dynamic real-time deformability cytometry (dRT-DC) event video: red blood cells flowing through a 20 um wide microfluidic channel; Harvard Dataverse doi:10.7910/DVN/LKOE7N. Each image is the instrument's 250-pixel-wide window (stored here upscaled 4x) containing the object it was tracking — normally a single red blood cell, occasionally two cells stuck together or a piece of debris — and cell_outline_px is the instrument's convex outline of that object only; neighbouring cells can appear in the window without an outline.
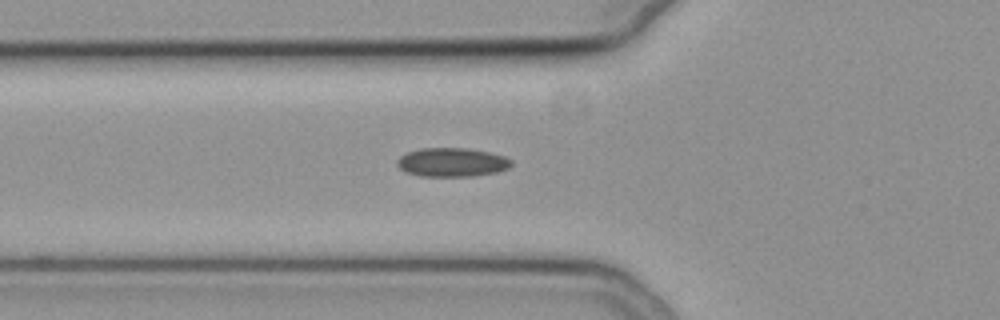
{"species": "common noctule bat (a hibernating species)", "species_latin": "Nyctalus noctula", "temperature_condition": "cold", "stored_images_in_passage": 16, "camera_frame_rate_fps": 3000, "um_per_image_px": 0.085, "animal": {"sex": "female", "body_mass_g": 19.3, "forearm_length_mm": 54.1}, "frame": {"image": 1, "passage_image": 2, "time_ms": 0.333, "image_size_px": [1000, 320], "cell_outline_px": [[512, 164], [508, 168], [496, 172], [472, 176], [420, 176], [404, 172], [396, 164], [396, 160], [400, 156], [408, 152], [420, 148], [468, 148], [488, 152], [504, 156], [512, 160]], "centroid_in_image_um": [38.39, 13.79], "position_along_channel_um": 87.4, "area_um2": 19.25}}
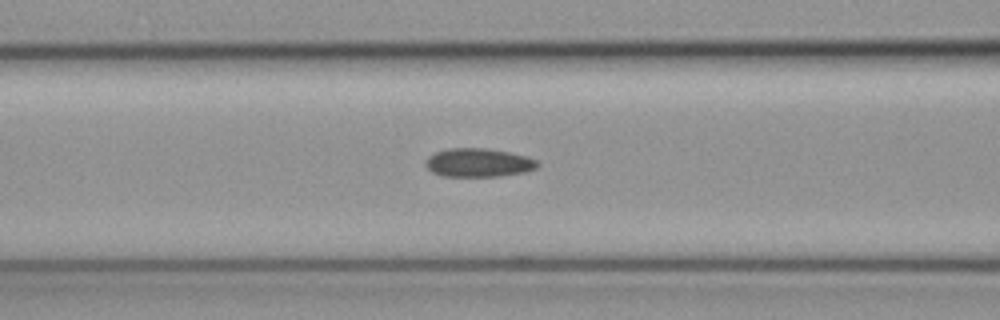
{"frame": {"image": 2, "passage_image": 5, "time_ms": 1.333, "image_size_px": [1000, 320], "cell_outline_px": [[540, 164], [536, 168], [528, 172], [500, 176], [444, 176], [432, 172], [424, 164], [428, 156], [436, 152], [448, 148], [484, 148], [508, 152], [528, 156], [536, 160]], "centroid_in_image_um": [40.69, 13.83], "position_along_channel_um": 125.9, "area_um2": 18.73}}
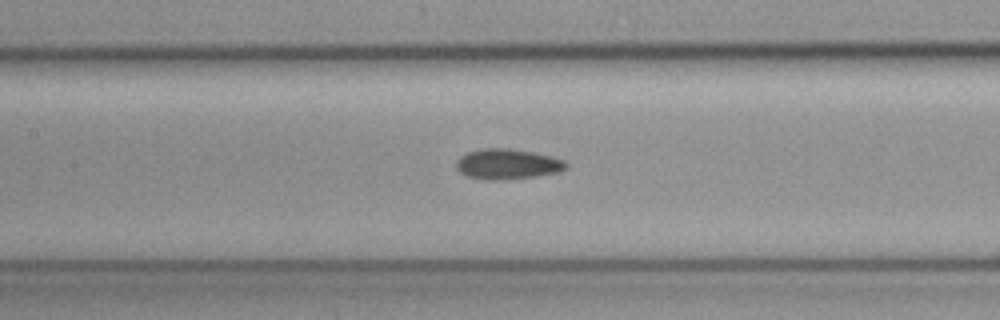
{"frame": {"image": 3, "passage_image": 8, "time_ms": 2.333, "image_size_px": [1000, 320], "cell_outline_px": [[568, 168], [560, 172], [536, 176], [496, 180], [488, 180], [468, 176], [460, 172], [456, 168], [456, 160], [460, 156], [468, 152], [484, 148], [508, 148], [536, 152], [552, 156], [564, 160], [568, 164]], "centroid_in_image_um": [43.17, 13.94], "position_along_channel_um": 164.2, "area_um2": 19.54}}